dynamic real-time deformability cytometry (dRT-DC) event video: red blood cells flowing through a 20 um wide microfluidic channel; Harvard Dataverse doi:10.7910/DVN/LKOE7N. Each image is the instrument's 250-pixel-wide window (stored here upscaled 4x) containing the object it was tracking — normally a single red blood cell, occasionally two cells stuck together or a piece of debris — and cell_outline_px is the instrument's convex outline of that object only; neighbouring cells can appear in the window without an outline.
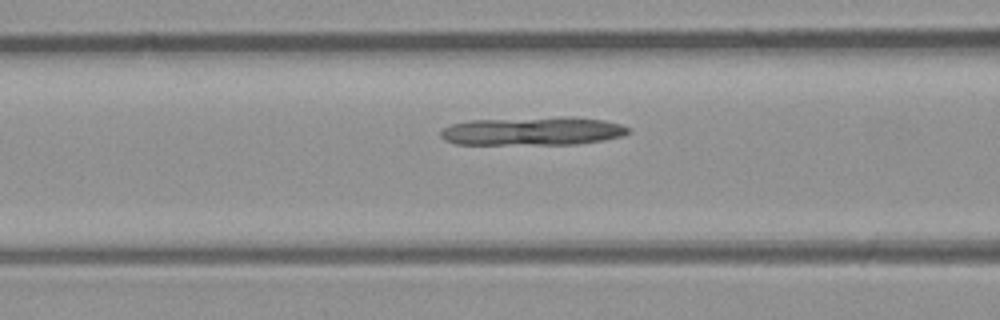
{"species": "common noctule bat (a hibernating species)", "species_latin": "Nyctalus noctula", "temperature_condition": "room temperature", "stored_images_in_passage": 4, "camera_frame_rate_fps": 3000, "um_per_image_px": 0.085, "animal": {"sex": "male", "body_mass_g": 23.1, "forearm_length_mm": 52.7}, "frame": {"image": 1, "passage_image": 4, "time_ms": 3.667, "image_size_px": [1000, 320], "cell_outline_px": [[632, 132], [624, 136], [604, 140], [576, 144], [456, 144], [444, 140], [440, 136], [440, 132], [444, 128], [452, 124], [468, 120], [560, 116], [572, 116], [604, 120], [620, 124], [628, 128]], "centroid_in_image_um": [45.31, 11.13], "position_along_channel_um": 121.3, "area_um2": 31.5}}